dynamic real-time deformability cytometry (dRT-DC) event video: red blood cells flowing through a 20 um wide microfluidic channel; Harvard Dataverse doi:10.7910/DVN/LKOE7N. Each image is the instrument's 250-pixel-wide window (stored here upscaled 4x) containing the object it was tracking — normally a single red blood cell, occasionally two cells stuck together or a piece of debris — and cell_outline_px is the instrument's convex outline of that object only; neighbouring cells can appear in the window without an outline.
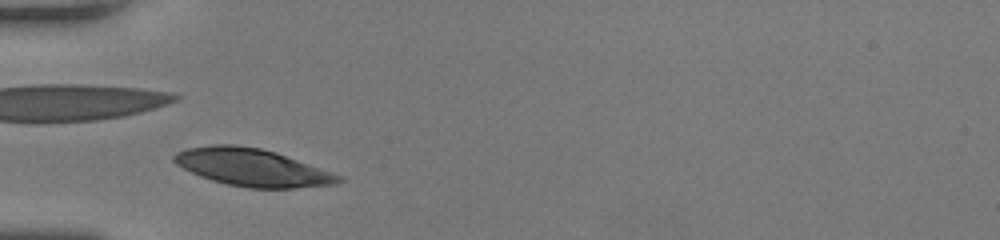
{"species": "human", "species_latin": "Homo sapiens", "temperature_condition": "room temperature", "stored_images_in_passage": 29, "camera_frame_rate_fps": 3000, "um_per_image_px": 0.085, "donor": {"sex": "female"}, "frame": {"image": 1, "passage_image": 3, "time_ms": 0.667, "image_size_px": [1000, 240], "cell_outline_px": [[344, 180], [336, 184], [292, 188], [248, 188], [228, 184], [212, 180], [200, 176], [176, 164], [172, 160], [172, 156], [176, 152], [188, 148], [212, 144], [236, 144], [260, 148], [276, 152], [344, 176]], "centroid_in_image_um": [21.45, 14.22], "position_along_channel_um": 63.5, "area_um2": 35.95}}
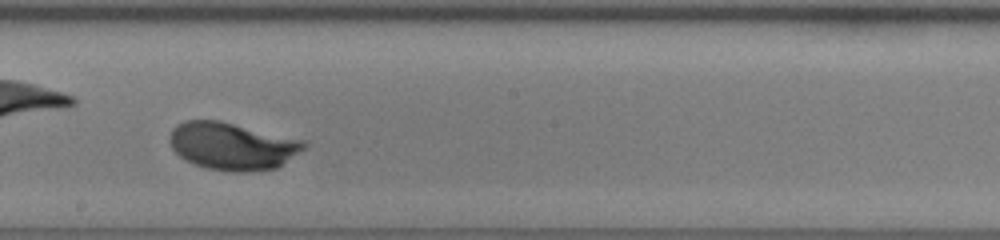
{"frame": {"image": 2, "passage_image": 16, "time_ms": 5.0, "image_size_px": [1000, 240], "cell_outline_px": [[308, 144], [304, 148], [276, 168], [240, 172], [232, 172], [208, 168], [196, 164], [180, 156], [172, 148], [168, 136], [172, 128], [176, 124], [184, 120], [220, 120], [308, 140]], "centroid_in_image_um": [19.75, 12.38], "position_along_channel_um": 228.4, "area_um2": 37.22}}
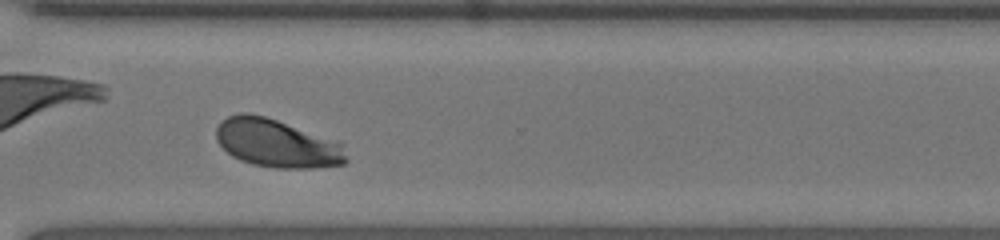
{"frame": {"image": 3, "passage_image": 25, "time_ms": 8.0, "image_size_px": [1000, 240], "cell_outline_px": [[348, 160], [344, 164], [312, 168], [276, 168], [252, 164], [240, 160], [232, 156], [216, 140], [216, 128], [228, 116], [240, 112], [248, 112], [264, 116], [336, 140], [340, 144]], "centroid_in_image_um": [23.51, 12.18], "position_along_channel_um": 347.1, "area_um2": 36.24}, "authors_computed_cell_mechanics": {"area_um2": 36.1828, "velocity_mm_per_s": 3.9301, "shape_relaxation_time_tau1_ms": 2.1609, "shape_relaxation_time_tau2_ms": null, "deformation_change_tau1": 0.1612, "deformation_change_tau2": null}}